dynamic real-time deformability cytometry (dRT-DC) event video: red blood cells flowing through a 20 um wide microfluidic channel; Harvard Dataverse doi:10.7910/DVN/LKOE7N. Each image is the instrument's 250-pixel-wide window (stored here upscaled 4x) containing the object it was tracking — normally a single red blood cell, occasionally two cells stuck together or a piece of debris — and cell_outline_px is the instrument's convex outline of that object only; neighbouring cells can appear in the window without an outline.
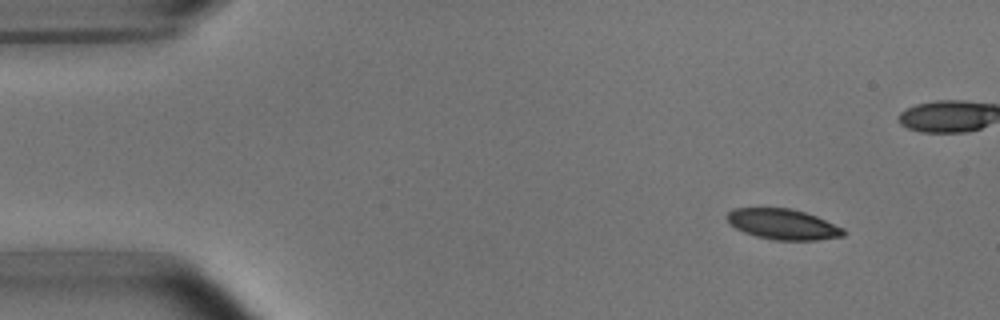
{"species": "common noctule bat (a hibernating species)", "species_latin": "Nyctalus noctula", "temperature_condition": "room temperature", "stored_images_in_passage": 4, "camera_frame_rate_fps": 3000, "um_per_image_px": 0.085, "animal": {"sex": "male", "body_mass_g": 15.6}, "frame": {"image": 1, "passage_image": 1, "time_ms": 0.0, "image_size_px": [1000, 320], "cell_outline_px": [[848, 232], [844, 236], [816, 240], [776, 240], [756, 236], [744, 232], [736, 228], [724, 216], [732, 208], [792, 208], [816, 216], [844, 228]], "centroid_in_image_um": [66.57, 19.06], "position_along_channel_um": 18.4, "area_um2": 20.75}}